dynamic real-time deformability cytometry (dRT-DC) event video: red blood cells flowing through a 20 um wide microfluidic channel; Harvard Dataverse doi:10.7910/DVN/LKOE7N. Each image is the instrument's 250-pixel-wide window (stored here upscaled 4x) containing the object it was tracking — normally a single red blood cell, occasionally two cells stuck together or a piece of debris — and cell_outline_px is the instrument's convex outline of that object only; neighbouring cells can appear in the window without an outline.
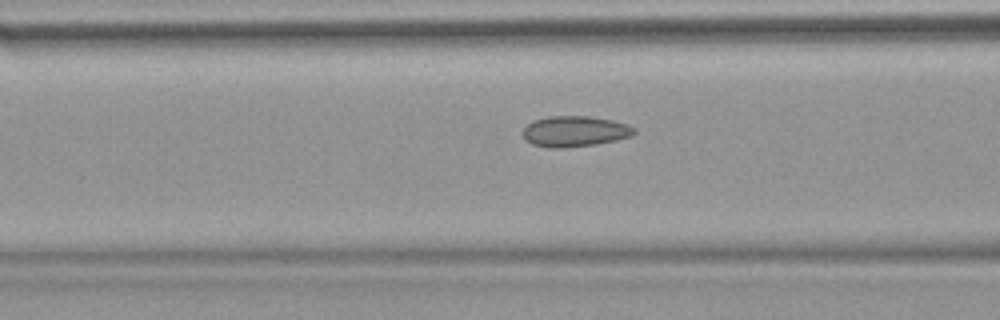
{"species": "common noctule bat (a hibernating species)", "species_latin": "Nyctalus noctula", "temperature_condition": "warm", "stored_images_in_passage": 47, "camera_frame_rate_fps": 3000, "um_per_image_px": 0.085, "animal": {"sex": "female", "body_mass_g": 18.4}, "frame": {"image": 1, "passage_image": 15, "time_ms": 4.667, "image_size_px": [1000, 320], "cell_outline_px": [[636, 132], [632, 136], [616, 140], [596, 144], [556, 148], [552, 148], [532, 144], [524, 140], [524, 128], [528, 124], [536, 120], [548, 116], [588, 116], [612, 120], [628, 124], [636, 128]], "centroid_in_image_um": [48.89, 11.16], "position_along_channel_um": 117.7, "area_um2": 19.83}}
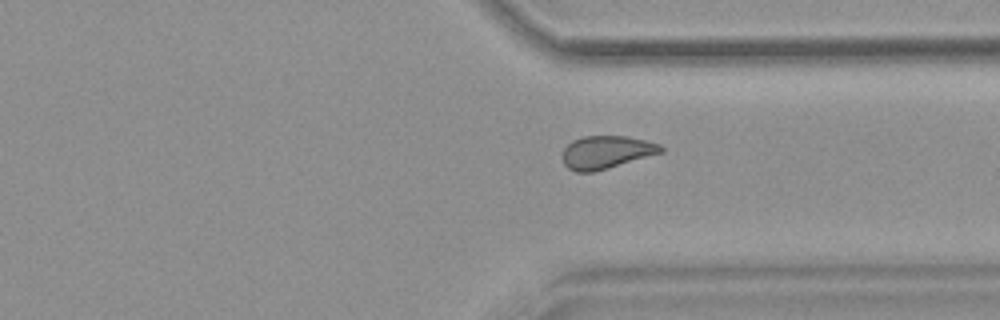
{"frame": {"image": 2, "passage_image": 34, "time_ms": 11.0, "image_size_px": [1000, 320], "cell_outline_px": [[664, 152], [592, 172], [576, 172], [568, 168], [564, 164], [560, 156], [564, 148], [572, 140], [584, 136], [628, 136], [660, 144], [664, 148]], "centroid_in_image_um": [51.51, 12.93], "position_along_channel_um": 359.9, "area_um2": 18.9}}
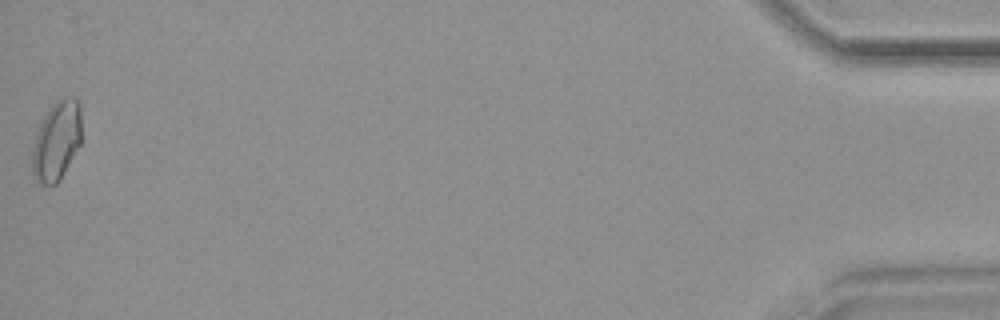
{"frame": {"image": 3, "passage_image": 47, "time_ms": 15.333, "image_size_px": [1000, 320], "cell_outline_px": [[80, 144], [60, 180], [52, 188], [36, 180], [32, 172], [32, 148], [36, 132], [44, 116], [52, 104], [60, 96], [76, 96], [80, 104]], "centroid_in_image_um": [4.8, 11.95], "position_along_channel_um": 430.4, "area_um2": 23.06}, "authors_computed_cell_mechanics": {"area_um2": 19.1318, "velocity_mm_per_s": 3.8266, "shape_relaxation_time_tau1_ms": null, "shape_relaxation_time_tau2_ms": 2.6271, "deformation_change_tau1": null, "deformation_change_tau2": 0.0832}}